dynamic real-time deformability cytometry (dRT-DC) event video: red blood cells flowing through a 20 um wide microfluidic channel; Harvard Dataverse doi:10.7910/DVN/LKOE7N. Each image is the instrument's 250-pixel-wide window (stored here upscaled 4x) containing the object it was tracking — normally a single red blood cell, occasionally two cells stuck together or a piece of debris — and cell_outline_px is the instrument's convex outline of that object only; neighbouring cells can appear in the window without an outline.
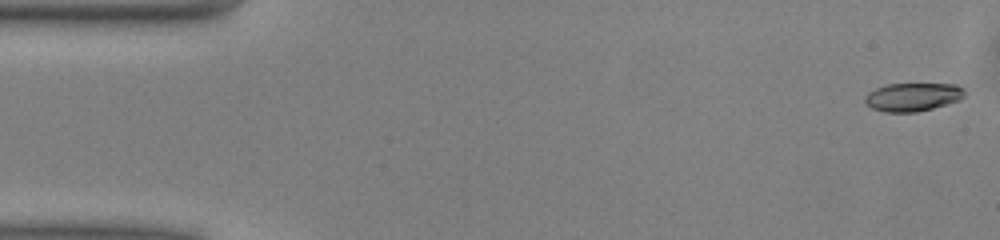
{"species": "common noctule bat (a hibernating species)", "species_latin": "Nyctalus noctula", "temperature_condition": "warm", "stored_images_in_passage": 34, "camera_frame_rate_fps": 3000, "um_per_image_px": 0.085, "animal": {"sex": "male", "body_mass_g": 13.0, "forearm_length_mm": 53.1}, "frame": {"image": 1, "passage_image": 1, "time_ms": 0.0, "image_size_px": [1000, 240], "cell_outline_px": [[964, 96], [960, 100], [932, 108], [916, 112], [884, 112], [872, 108], [864, 100], [864, 96], [868, 92], [876, 88], [888, 84], [956, 84], [964, 88]], "centroid_in_image_um": [77.58, 8.24], "position_along_channel_um": 7.4, "area_um2": 16.42}}
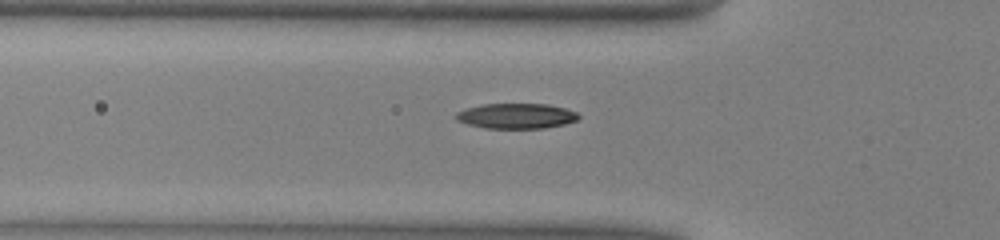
{"frame": {"image": 2, "passage_image": 16, "time_ms": 5.0, "image_size_px": [1000, 240], "cell_outline_px": [[580, 116], [576, 120], [564, 124], [544, 128], [484, 128], [468, 124], [456, 120], [456, 112], [468, 108], [484, 104], [548, 104], [564, 108], [576, 112]], "centroid_in_image_um": [43.88, 9.86], "position_along_channel_um": 81.9, "area_um2": 17.86}}
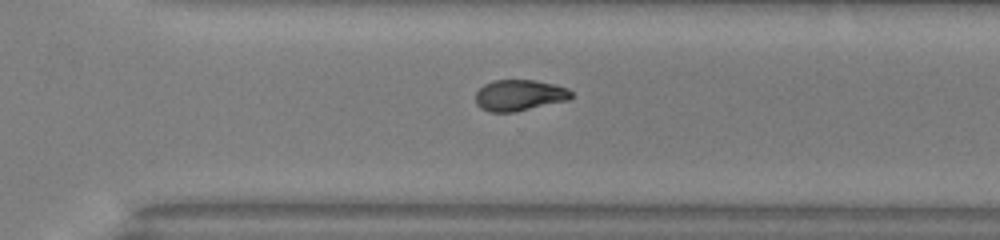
{"frame": {"image": 3, "passage_image": 34, "time_ms": 11.0, "image_size_px": [1000, 240], "cell_outline_px": [[572, 96], [568, 100], [516, 112], [488, 112], [480, 108], [476, 104], [476, 92], [484, 84], [492, 80], [536, 80], [568, 88], [572, 92]], "centroid_in_image_um": [44.13, 8.1], "position_along_channel_um": 326.5, "area_um2": 17.46}}